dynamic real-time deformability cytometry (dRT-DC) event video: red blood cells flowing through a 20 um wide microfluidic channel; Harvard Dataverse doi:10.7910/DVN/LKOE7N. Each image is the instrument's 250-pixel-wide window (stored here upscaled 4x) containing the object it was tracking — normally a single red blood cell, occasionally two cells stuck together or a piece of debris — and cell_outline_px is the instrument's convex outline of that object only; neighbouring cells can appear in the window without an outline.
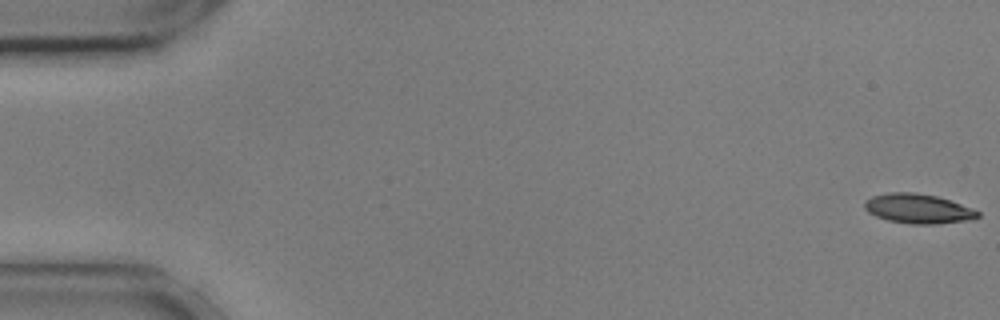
{"species": "common noctule bat (a hibernating species)", "species_latin": "Nyctalus noctula", "temperature_condition": "cold", "stored_images_in_passage": 56, "camera_frame_rate_fps": 3000, "um_per_image_px": 0.085, "animal": {"sex": "male", "body_mass_g": 17.9, "forearm_length_mm": 54.2}, "frame": {"image": 1, "passage_image": 1, "time_ms": 0.0, "image_size_px": [1000, 320], "cell_outline_px": [[980, 216], [972, 220], [936, 224], [912, 224], [888, 220], [876, 216], [868, 212], [864, 208], [864, 200], [872, 196], [888, 192], [916, 192], [936, 196], [972, 208], [980, 212]], "centroid_in_image_um": [78.03, 17.73], "position_along_channel_um": 7.0, "area_um2": 19.59}}
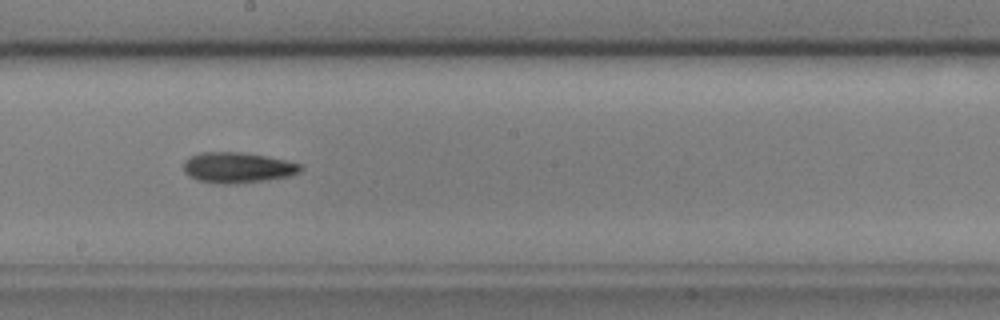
{"frame": {"image": 2, "passage_image": 31, "time_ms": 10.0, "image_size_px": [1000, 320], "cell_outline_px": [[304, 168], [300, 172], [292, 176], [236, 184], [224, 184], [196, 180], [188, 176], [184, 172], [184, 160], [200, 152], [240, 152], [264, 156], [304, 164]], "centroid_in_image_um": [20.21, 14.25], "position_along_channel_um": 228.0, "area_um2": 20.98}}
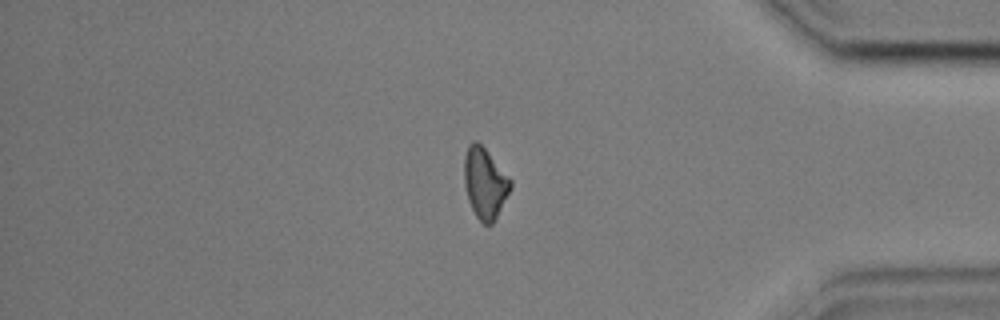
{"frame": {"image": 3, "passage_image": 47, "time_ms": 15.333, "image_size_px": [1000, 320], "cell_outline_px": [[512, 188], [496, 220], [492, 224], [484, 224], [476, 216], [468, 200], [464, 184], [464, 156], [468, 144], [472, 140], [476, 140], [484, 148], [512, 180]], "centroid_in_image_um": [41.22, 15.58], "position_along_channel_um": 394.0, "area_um2": 19.25}, "authors_computed_cell_mechanics": {"area_um2": 19.7387, "velocity_mm_per_s": 3.6042, "shape_relaxation_time_tau1_ms": 7.6334, "shape_relaxation_time_tau2_ms": 8.6971, "deformation_change_tau1": 0.1402, "deformation_change_tau2": 0.1947}}